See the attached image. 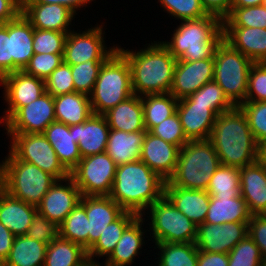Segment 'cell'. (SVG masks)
Instances as JSON below:
<instances>
[{"mask_svg": "<svg viewBox=\"0 0 266 266\" xmlns=\"http://www.w3.org/2000/svg\"><path fill=\"white\" fill-rule=\"evenodd\" d=\"M245 114L248 125L255 141L258 143L266 140V101H245L238 106Z\"/></svg>", "mask_w": 266, "mask_h": 266, "instance_id": "bcb514c9", "label": "cell"}, {"mask_svg": "<svg viewBox=\"0 0 266 266\" xmlns=\"http://www.w3.org/2000/svg\"><path fill=\"white\" fill-rule=\"evenodd\" d=\"M62 62L63 54H34L23 71L45 81Z\"/></svg>", "mask_w": 266, "mask_h": 266, "instance_id": "681fc988", "label": "cell"}, {"mask_svg": "<svg viewBox=\"0 0 266 266\" xmlns=\"http://www.w3.org/2000/svg\"><path fill=\"white\" fill-rule=\"evenodd\" d=\"M208 140L221 165L242 168L257 161L258 144L238 106L217 116Z\"/></svg>", "mask_w": 266, "mask_h": 266, "instance_id": "3957f363", "label": "cell"}, {"mask_svg": "<svg viewBox=\"0 0 266 266\" xmlns=\"http://www.w3.org/2000/svg\"><path fill=\"white\" fill-rule=\"evenodd\" d=\"M11 72V21H8L0 24V78Z\"/></svg>", "mask_w": 266, "mask_h": 266, "instance_id": "db71d44e", "label": "cell"}, {"mask_svg": "<svg viewBox=\"0 0 266 266\" xmlns=\"http://www.w3.org/2000/svg\"><path fill=\"white\" fill-rule=\"evenodd\" d=\"M25 235L48 245L60 236V229L57 223L48 220L44 215L37 211L34 214L32 223Z\"/></svg>", "mask_w": 266, "mask_h": 266, "instance_id": "816d5d0a", "label": "cell"}, {"mask_svg": "<svg viewBox=\"0 0 266 266\" xmlns=\"http://www.w3.org/2000/svg\"><path fill=\"white\" fill-rule=\"evenodd\" d=\"M214 79V56L198 61H176L170 93L177 99L188 97Z\"/></svg>", "mask_w": 266, "mask_h": 266, "instance_id": "e0dca14e", "label": "cell"}, {"mask_svg": "<svg viewBox=\"0 0 266 266\" xmlns=\"http://www.w3.org/2000/svg\"><path fill=\"white\" fill-rule=\"evenodd\" d=\"M85 210L89 220V250L107 225L117 220L125 211L110 196H85Z\"/></svg>", "mask_w": 266, "mask_h": 266, "instance_id": "7402d4cb", "label": "cell"}, {"mask_svg": "<svg viewBox=\"0 0 266 266\" xmlns=\"http://www.w3.org/2000/svg\"><path fill=\"white\" fill-rule=\"evenodd\" d=\"M227 253H208L198 250L197 266H228Z\"/></svg>", "mask_w": 266, "mask_h": 266, "instance_id": "680465c9", "label": "cell"}, {"mask_svg": "<svg viewBox=\"0 0 266 266\" xmlns=\"http://www.w3.org/2000/svg\"><path fill=\"white\" fill-rule=\"evenodd\" d=\"M110 129L125 132L146 131L141 96L131 95L103 114Z\"/></svg>", "mask_w": 266, "mask_h": 266, "instance_id": "83f0119b", "label": "cell"}, {"mask_svg": "<svg viewBox=\"0 0 266 266\" xmlns=\"http://www.w3.org/2000/svg\"><path fill=\"white\" fill-rule=\"evenodd\" d=\"M171 36L170 42L161 43L174 58L190 62L212 58L223 40L222 20L212 14L200 19L182 20Z\"/></svg>", "mask_w": 266, "mask_h": 266, "instance_id": "277c9868", "label": "cell"}, {"mask_svg": "<svg viewBox=\"0 0 266 266\" xmlns=\"http://www.w3.org/2000/svg\"><path fill=\"white\" fill-rule=\"evenodd\" d=\"M257 161L266 168V140L258 143Z\"/></svg>", "mask_w": 266, "mask_h": 266, "instance_id": "be15d7a7", "label": "cell"}, {"mask_svg": "<svg viewBox=\"0 0 266 266\" xmlns=\"http://www.w3.org/2000/svg\"><path fill=\"white\" fill-rule=\"evenodd\" d=\"M34 28L20 13L11 20V56L12 72L23 71L34 55Z\"/></svg>", "mask_w": 266, "mask_h": 266, "instance_id": "4dcf8cb0", "label": "cell"}, {"mask_svg": "<svg viewBox=\"0 0 266 266\" xmlns=\"http://www.w3.org/2000/svg\"><path fill=\"white\" fill-rule=\"evenodd\" d=\"M145 130L150 132L155 126L172 116L178 100L171 93L147 94L141 96Z\"/></svg>", "mask_w": 266, "mask_h": 266, "instance_id": "e575fe53", "label": "cell"}, {"mask_svg": "<svg viewBox=\"0 0 266 266\" xmlns=\"http://www.w3.org/2000/svg\"><path fill=\"white\" fill-rule=\"evenodd\" d=\"M207 193L213 197L240 195V168L220 165L211 176Z\"/></svg>", "mask_w": 266, "mask_h": 266, "instance_id": "ab89813d", "label": "cell"}, {"mask_svg": "<svg viewBox=\"0 0 266 266\" xmlns=\"http://www.w3.org/2000/svg\"><path fill=\"white\" fill-rule=\"evenodd\" d=\"M165 182L144 162L137 160L117 166L109 196L124 211L144 217L145 210L164 195Z\"/></svg>", "mask_w": 266, "mask_h": 266, "instance_id": "6da1fadb", "label": "cell"}, {"mask_svg": "<svg viewBox=\"0 0 266 266\" xmlns=\"http://www.w3.org/2000/svg\"><path fill=\"white\" fill-rule=\"evenodd\" d=\"M81 197L80 189L70 176L63 180H56L37 205V211L48 220L60 225L78 205Z\"/></svg>", "mask_w": 266, "mask_h": 266, "instance_id": "2e32d148", "label": "cell"}, {"mask_svg": "<svg viewBox=\"0 0 266 266\" xmlns=\"http://www.w3.org/2000/svg\"><path fill=\"white\" fill-rule=\"evenodd\" d=\"M145 133L110 129L105 152L117 166L140 160Z\"/></svg>", "mask_w": 266, "mask_h": 266, "instance_id": "f546056e", "label": "cell"}, {"mask_svg": "<svg viewBox=\"0 0 266 266\" xmlns=\"http://www.w3.org/2000/svg\"><path fill=\"white\" fill-rule=\"evenodd\" d=\"M110 127L103 115L94 114L81 124L74 125L75 142L81 157L106 151Z\"/></svg>", "mask_w": 266, "mask_h": 266, "instance_id": "cb8c5ba5", "label": "cell"}, {"mask_svg": "<svg viewBox=\"0 0 266 266\" xmlns=\"http://www.w3.org/2000/svg\"><path fill=\"white\" fill-rule=\"evenodd\" d=\"M2 189V163H0V190Z\"/></svg>", "mask_w": 266, "mask_h": 266, "instance_id": "03108f58", "label": "cell"}, {"mask_svg": "<svg viewBox=\"0 0 266 266\" xmlns=\"http://www.w3.org/2000/svg\"><path fill=\"white\" fill-rule=\"evenodd\" d=\"M208 14L216 15L223 20L229 13L232 0H200Z\"/></svg>", "mask_w": 266, "mask_h": 266, "instance_id": "9f6ffc18", "label": "cell"}, {"mask_svg": "<svg viewBox=\"0 0 266 266\" xmlns=\"http://www.w3.org/2000/svg\"><path fill=\"white\" fill-rule=\"evenodd\" d=\"M103 25H95L79 33L70 31L67 34L63 62L68 65H77L89 60H107L118 46L108 47L107 50Z\"/></svg>", "mask_w": 266, "mask_h": 266, "instance_id": "7c38bea8", "label": "cell"}, {"mask_svg": "<svg viewBox=\"0 0 266 266\" xmlns=\"http://www.w3.org/2000/svg\"><path fill=\"white\" fill-rule=\"evenodd\" d=\"M42 134L55 150L60 163L70 173L82 158L78 143L75 142L74 125L55 121Z\"/></svg>", "mask_w": 266, "mask_h": 266, "instance_id": "484cf974", "label": "cell"}, {"mask_svg": "<svg viewBox=\"0 0 266 266\" xmlns=\"http://www.w3.org/2000/svg\"><path fill=\"white\" fill-rule=\"evenodd\" d=\"M223 40L254 63L266 62V29L222 27Z\"/></svg>", "mask_w": 266, "mask_h": 266, "instance_id": "603a6c76", "label": "cell"}, {"mask_svg": "<svg viewBox=\"0 0 266 266\" xmlns=\"http://www.w3.org/2000/svg\"><path fill=\"white\" fill-rule=\"evenodd\" d=\"M45 87L53 97L75 92L70 65L62 62L45 80Z\"/></svg>", "mask_w": 266, "mask_h": 266, "instance_id": "f907efd6", "label": "cell"}, {"mask_svg": "<svg viewBox=\"0 0 266 266\" xmlns=\"http://www.w3.org/2000/svg\"><path fill=\"white\" fill-rule=\"evenodd\" d=\"M248 235L259 247L261 255H266V214L251 215L248 221Z\"/></svg>", "mask_w": 266, "mask_h": 266, "instance_id": "11a10c76", "label": "cell"}, {"mask_svg": "<svg viewBox=\"0 0 266 266\" xmlns=\"http://www.w3.org/2000/svg\"><path fill=\"white\" fill-rule=\"evenodd\" d=\"M37 206L25 203L0 190V222L15 236L25 235L32 223Z\"/></svg>", "mask_w": 266, "mask_h": 266, "instance_id": "4316f807", "label": "cell"}, {"mask_svg": "<svg viewBox=\"0 0 266 266\" xmlns=\"http://www.w3.org/2000/svg\"><path fill=\"white\" fill-rule=\"evenodd\" d=\"M138 217L137 214L125 211L117 220L107 225L97 242L87 251L89 259L109 257L122 237L124 230Z\"/></svg>", "mask_w": 266, "mask_h": 266, "instance_id": "8d00e7d4", "label": "cell"}, {"mask_svg": "<svg viewBox=\"0 0 266 266\" xmlns=\"http://www.w3.org/2000/svg\"><path fill=\"white\" fill-rule=\"evenodd\" d=\"M56 121L54 97L45 92L37 100L19 108L4 124L6 133H43Z\"/></svg>", "mask_w": 266, "mask_h": 266, "instance_id": "4fadbf2b", "label": "cell"}, {"mask_svg": "<svg viewBox=\"0 0 266 266\" xmlns=\"http://www.w3.org/2000/svg\"><path fill=\"white\" fill-rule=\"evenodd\" d=\"M117 165L106 153L81 158L70 172V177L80 189L82 196H109Z\"/></svg>", "mask_w": 266, "mask_h": 266, "instance_id": "8fae6325", "label": "cell"}, {"mask_svg": "<svg viewBox=\"0 0 266 266\" xmlns=\"http://www.w3.org/2000/svg\"><path fill=\"white\" fill-rule=\"evenodd\" d=\"M60 237L80 244L88 251L89 220L85 210V196L59 225Z\"/></svg>", "mask_w": 266, "mask_h": 266, "instance_id": "74e56055", "label": "cell"}, {"mask_svg": "<svg viewBox=\"0 0 266 266\" xmlns=\"http://www.w3.org/2000/svg\"><path fill=\"white\" fill-rule=\"evenodd\" d=\"M222 27H251L266 29V7H230V13L222 20Z\"/></svg>", "mask_w": 266, "mask_h": 266, "instance_id": "b9f144b4", "label": "cell"}, {"mask_svg": "<svg viewBox=\"0 0 266 266\" xmlns=\"http://www.w3.org/2000/svg\"><path fill=\"white\" fill-rule=\"evenodd\" d=\"M178 103L210 104V107L218 115L236 107L214 80L204 84L198 91L188 97L179 99Z\"/></svg>", "mask_w": 266, "mask_h": 266, "instance_id": "60d3db41", "label": "cell"}, {"mask_svg": "<svg viewBox=\"0 0 266 266\" xmlns=\"http://www.w3.org/2000/svg\"><path fill=\"white\" fill-rule=\"evenodd\" d=\"M106 60H89L81 64L70 65L75 92L90 95L93 91L100 69Z\"/></svg>", "mask_w": 266, "mask_h": 266, "instance_id": "7bdbcfd3", "label": "cell"}, {"mask_svg": "<svg viewBox=\"0 0 266 266\" xmlns=\"http://www.w3.org/2000/svg\"><path fill=\"white\" fill-rule=\"evenodd\" d=\"M245 101H266V62L251 65Z\"/></svg>", "mask_w": 266, "mask_h": 266, "instance_id": "f5cc1de1", "label": "cell"}, {"mask_svg": "<svg viewBox=\"0 0 266 266\" xmlns=\"http://www.w3.org/2000/svg\"><path fill=\"white\" fill-rule=\"evenodd\" d=\"M21 13L33 28L58 32H70L69 25L75 18V14L61 4L21 3Z\"/></svg>", "mask_w": 266, "mask_h": 266, "instance_id": "d6986e66", "label": "cell"}, {"mask_svg": "<svg viewBox=\"0 0 266 266\" xmlns=\"http://www.w3.org/2000/svg\"><path fill=\"white\" fill-rule=\"evenodd\" d=\"M105 266H107L105 263H104ZM79 266H101L100 263L98 261H96V259L92 260V259H89L87 258L81 265Z\"/></svg>", "mask_w": 266, "mask_h": 266, "instance_id": "e7e4bbea", "label": "cell"}, {"mask_svg": "<svg viewBox=\"0 0 266 266\" xmlns=\"http://www.w3.org/2000/svg\"><path fill=\"white\" fill-rule=\"evenodd\" d=\"M250 217L246 201L241 195L238 197L210 196L204 223L223 225L226 222H248Z\"/></svg>", "mask_w": 266, "mask_h": 266, "instance_id": "d6a6232c", "label": "cell"}, {"mask_svg": "<svg viewBox=\"0 0 266 266\" xmlns=\"http://www.w3.org/2000/svg\"><path fill=\"white\" fill-rule=\"evenodd\" d=\"M150 133L167 143L178 146L180 149L189 141L185 136L177 112L155 126Z\"/></svg>", "mask_w": 266, "mask_h": 266, "instance_id": "c3c4849f", "label": "cell"}, {"mask_svg": "<svg viewBox=\"0 0 266 266\" xmlns=\"http://www.w3.org/2000/svg\"><path fill=\"white\" fill-rule=\"evenodd\" d=\"M0 84L4 87V100L8 105L0 124H4L19 108L37 100L46 92L44 80L27 75L24 71L4 75L0 78Z\"/></svg>", "mask_w": 266, "mask_h": 266, "instance_id": "5bb4252c", "label": "cell"}, {"mask_svg": "<svg viewBox=\"0 0 266 266\" xmlns=\"http://www.w3.org/2000/svg\"><path fill=\"white\" fill-rule=\"evenodd\" d=\"M15 235L0 222V264L8 258Z\"/></svg>", "mask_w": 266, "mask_h": 266, "instance_id": "91938a15", "label": "cell"}, {"mask_svg": "<svg viewBox=\"0 0 266 266\" xmlns=\"http://www.w3.org/2000/svg\"><path fill=\"white\" fill-rule=\"evenodd\" d=\"M164 195L197 226L205 222L210 203L206 190L164 187Z\"/></svg>", "mask_w": 266, "mask_h": 266, "instance_id": "d4e9b609", "label": "cell"}, {"mask_svg": "<svg viewBox=\"0 0 266 266\" xmlns=\"http://www.w3.org/2000/svg\"><path fill=\"white\" fill-rule=\"evenodd\" d=\"M180 148L146 131L140 160L162 179L168 181L173 175Z\"/></svg>", "mask_w": 266, "mask_h": 266, "instance_id": "ac0fdd59", "label": "cell"}, {"mask_svg": "<svg viewBox=\"0 0 266 266\" xmlns=\"http://www.w3.org/2000/svg\"><path fill=\"white\" fill-rule=\"evenodd\" d=\"M47 245L27 237L15 236L8 258L2 266H44Z\"/></svg>", "mask_w": 266, "mask_h": 266, "instance_id": "836d02e7", "label": "cell"}, {"mask_svg": "<svg viewBox=\"0 0 266 266\" xmlns=\"http://www.w3.org/2000/svg\"><path fill=\"white\" fill-rule=\"evenodd\" d=\"M21 13V0H0V24L15 19Z\"/></svg>", "mask_w": 266, "mask_h": 266, "instance_id": "6f0895ef", "label": "cell"}, {"mask_svg": "<svg viewBox=\"0 0 266 266\" xmlns=\"http://www.w3.org/2000/svg\"><path fill=\"white\" fill-rule=\"evenodd\" d=\"M261 266H266V255L262 259V264Z\"/></svg>", "mask_w": 266, "mask_h": 266, "instance_id": "003e7915", "label": "cell"}, {"mask_svg": "<svg viewBox=\"0 0 266 266\" xmlns=\"http://www.w3.org/2000/svg\"><path fill=\"white\" fill-rule=\"evenodd\" d=\"M160 257L158 266H197L198 248L195 243H155Z\"/></svg>", "mask_w": 266, "mask_h": 266, "instance_id": "f35d334b", "label": "cell"}, {"mask_svg": "<svg viewBox=\"0 0 266 266\" xmlns=\"http://www.w3.org/2000/svg\"><path fill=\"white\" fill-rule=\"evenodd\" d=\"M263 256L247 234L229 253L228 266H261Z\"/></svg>", "mask_w": 266, "mask_h": 266, "instance_id": "ee69618b", "label": "cell"}, {"mask_svg": "<svg viewBox=\"0 0 266 266\" xmlns=\"http://www.w3.org/2000/svg\"><path fill=\"white\" fill-rule=\"evenodd\" d=\"M133 94L129 63L117 50L103 63L89 95L92 112L103 115Z\"/></svg>", "mask_w": 266, "mask_h": 266, "instance_id": "8992f818", "label": "cell"}, {"mask_svg": "<svg viewBox=\"0 0 266 266\" xmlns=\"http://www.w3.org/2000/svg\"><path fill=\"white\" fill-rule=\"evenodd\" d=\"M145 218L138 216L123 232L113 252L105 260L107 266H127L134 263L135 257L140 254L144 242L142 225Z\"/></svg>", "mask_w": 266, "mask_h": 266, "instance_id": "f1b7e54d", "label": "cell"}, {"mask_svg": "<svg viewBox=\"0 0 266 266\" xmlns=\"http://www.w3.org/2000/svg\"><path fill=\"white\" fill-rule=\"evenodd\" d=\"M91 1L93 0H21V3L61 4L76 15L79 8L87 6Z\"/></svg>", "mask_w": 266, "mask_h": 266, "instance_id": "94428289", "label": "cell"}, {"mask_svg": "<svg viewBox=\"0 0 266 266\" xmlns=\"http://www.w3.org/2000/svg\"><path fill=\"white\" fill-rule=\"evenodd\" d=\"M221 165L209 140H189L180 150L173 175L164 187L207 190L211 176Z\"/></svg>", "mask_w": 266, "mask_h": 266, "instance_id": "5b68a950", "label": "cell"}, {"mask_svg": "<svg viewBox=\"0 0 266 266\" xmlns=\"http://www.w3.org/2000/svg\"><path fill=\"white\" fill-rule=\"evenodd\" d=\"M1 163L2 189L25 203L37 206L56 181L34 164L19 160L10 150Z\"/></svg>", "mask_w": 266, "mask_h": 266, "instance_id": "52a82bcc", "label": "cell"}, {"mask_svg": "<svg viewBox=\"0 0 266 266\" xmlns=\"http://www.w3.org/2000/svg\"><path fill=\"white\" fill-rule=\"evenodd\" d=\"M54 112L56 122L68 126L84 123L93 113L89 96L79 92L55 96Z\"/></svg>", "mask_w": 266, "mask_h": 266, "instance_id": "1f68e13d", "label": "cell"}, {"mask_svg": "<svg viewBox=\"0 0 266 266\" xmlns=\"http://www.w3.org/2000/svg\"><path fill=\"white\" fill-rule=\"evenodd\" d=\"M87 258L83 246L59 236L47 245L44 266H79Z\"/></svg>", "mask_w": 266, "mask_h": 266, "instance_id": "d590c367", "label": "cell"}, {"mask_svg": "<svg viewBox=\"0 0 266 266\" xmlns=\"http://www.w3.org/2000/svg\"><path fill=\"white\" fill-rule=\"evenodd\" d=\"M117 50L129 63L134 94L170 93L177 59L161 41L149 43L137 52L119 46Z\"/></svg>", "mask_w": 266, "mask_h": 266, "instance_id": "7a4b0ae2", "label": "cell"}, {"mask_svg": "<svg viewBox=\"0 0 266 266\" xmlns=\"http://www.w3.org/2000/svg\"><path fill=\"white\" fill-rule=\"evenodd\" d=\"M264 0H232L231 7H251L262 5Z\"/></svg>", "mask_w": 266, "mask_h": 266, "instance_id": "6125c7cd", "label": "cell"}, {"mask_svg": "<svg viewBox=\"0 0 266 266\" xmlns=\"http://www.w3.org/2000/svg\"><path fill=\"white\" fill-rule=\"evenodd\" d=\"M69 32L53 30H39L34 28L33 50L34 54L53 53L64 54V45Z\"/></svg>", "mask_w": 266, "mask_h": 266, "instance_id": "7dc6e473", "label": "cell"}, {"mask_svg": "<svg viewBox=\"0 0 266 266\" xmlns=\"http://www.w3.org/2000/svg\"><path fill=\"white\" fill-rule=\"evenodd\" d=\"M7 135L11 137L9 149L19 160L34 164L56 180H63L70 176L42 133H7Z\"/></svg>", "mask_w": 266, "mask_h": 266, "instance_id": "30bf717a", "label": "cell"}, {"mask_svg": "<svg viewBox=\"0 0 266 266\" xmlns=\"http://www.w3.org/2000/svg\"><path fill=\"white\" fill-rule=\"evenodd\" d=\"M262 5H264L266 7V0L263 1V4Z\"/></svg>", "mask_w": 266, "mask_h": 266, "instance_id": "a7ac6f4b", "label": "cell"}, {"mask_svg": "<svg viewBox=\"0 0 266 266\" xmlns=\"http://www.w3.org/2000/svg\"><path fill=\"white\" fill-rule=\"evenodd\" d=\"M179 116L185 136L189 140H208L218 114L203 103H178Z\"/></svg>", "mask_w": 266, "mask_h": 266, "instance_id": "ffe728a7", "label": "cell"}, {"mask_svg": "<svg viewBox=\"0 0 266 266\" xmlns=\"http://www.w3.org/2000/svg\"><path fill=\"white\" fill-rule=\"evenodd\" d=\"M247 234L248 222L203 223L197 226L194 243L203 252L228 254Z\"/></svg>", "mask_w": 266, "mask_h": 266, "instance_id": "9a60e30c", "label": "cell"}, {"mask_svg": "<svg viewBox=\"0 0 266 266\" xmlns=\"http://www.w3.org/2000/svg\"><path fill=\"white\" fill-rule=\"evenodd\" d=\"M240 195L251 215L266 214V168L258 161L240 168Z\"/></svg>", "mask_w": 266, "mask_h": 266, "instance_id": "44dd1931", "label": "cell"}, {"mask_svg": "<svg viewBox=\"0 0 266 266\" xmlns=\"http://www.w3.org/2000/svg\"><path fill=\"white\" fill-rule=\"evenodd\" d=\"M169 16L176 19H200L209 14L203 8L200 0H158Z\"/></svg>", "mask_w": 266, "mask_h": 266, "instance_id": "f6af8a7d", "label": "cell"}, {"mask_svg": "<svg viewBox=\"0 0 266 266\" xmlns=\"http://www.w3.org/2000/svg\"><path fill=\"white\" fill-rule=\"evenodd\" d=\"M253 63L224 40L215 50L213 80L235 106L245 102L250 67Z\"/></svg>", "mask_w": 266, "mask_h": 266, "instance_id": "ba28073f", "label": "cell"}, {"mask_svg": "<svg viewBox=\"0 0 266 266\" xmlns=\"http://www.w3.org/2000/svg\"><path fill=\"white\" fill-rule=\"evenodd\" d=\"M154 243H194L197 225L163 195L146 210Z\"/></svg>", "mask_w": 266, "mask_h": 266, "instance_id": "9c48e42d", "label": "cell"}]
</instances>
